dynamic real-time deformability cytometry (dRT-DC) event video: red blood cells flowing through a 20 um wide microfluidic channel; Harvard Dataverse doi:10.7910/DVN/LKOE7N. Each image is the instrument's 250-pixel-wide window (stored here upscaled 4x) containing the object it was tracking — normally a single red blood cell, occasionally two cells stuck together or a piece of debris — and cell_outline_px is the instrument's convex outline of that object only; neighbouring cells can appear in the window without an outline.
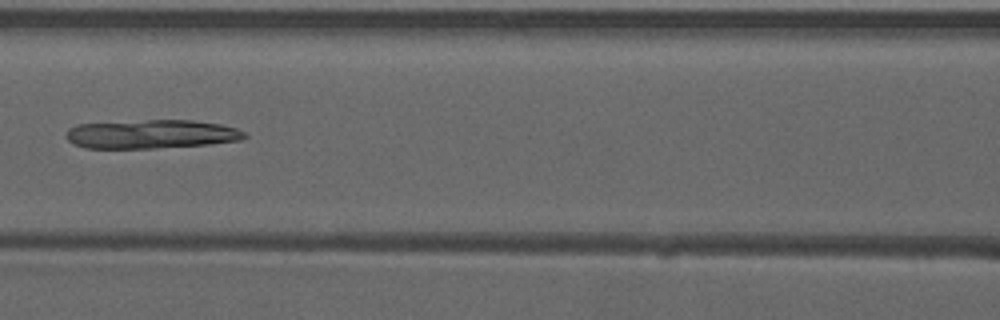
{"species": "common noctule bat (a hibernating species)", "species_latin": "Nyctalus noctula", "temperature_condition": "warm", "stored_images_in_passage": 6, "camera_frame_rate_fps": 3000, "um_per_image_px": 0.085, "animal": {"sex": "male", "forearm_length_mm": 52.5}, "frame": {"image": 1, "passage_image": 6, "time_ms": 1.667, "image_size_px": [1000, 320], "cell_outline_px": [[248, 136], [244, 140], [208, 144], [152, 148], [84, 148], [72, 144], [64, 136], [68, 128], [76, 124], [148, 120], [192, 120], [220, 124], [236, 128], [244, 132]], "centroid_in_image_um": [12.84, 11.4], "position_along_channel_um": 153.8, "area_um2": 30.11}}